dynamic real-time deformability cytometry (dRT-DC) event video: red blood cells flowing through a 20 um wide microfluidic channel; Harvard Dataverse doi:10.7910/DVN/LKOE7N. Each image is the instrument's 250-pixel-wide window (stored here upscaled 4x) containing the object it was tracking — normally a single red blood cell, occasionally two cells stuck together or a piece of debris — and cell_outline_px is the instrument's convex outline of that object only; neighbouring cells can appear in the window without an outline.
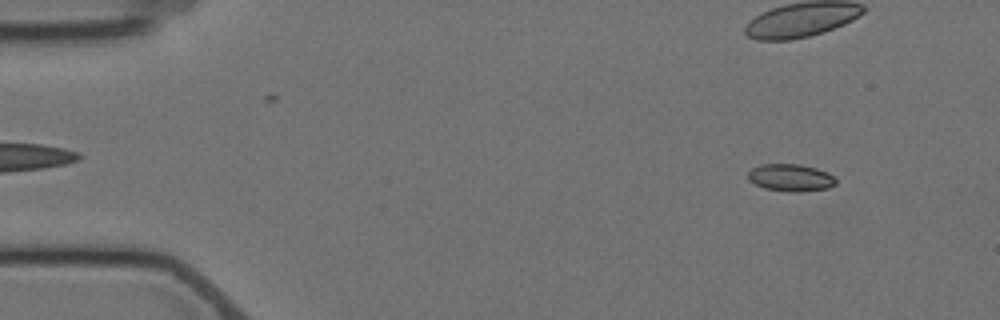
{"species": "Egyptian fruit bat (a non-hibernating species)", "species_latin": "Rousettus aegyptiacus", "temperature_condition": "cold", "stored_images_in_passage": 7, "camera_frame_rate_fps": 3000, "um_per_image_px": 0.085, "animal": {"sex": "female"}, "frame": {"image": 1, "passage_image": 1, "time_ms": 0.0, "image_size_px": [1000, 320], "cell_outline_px": [[836, 184], [828, 188], [800, 192], [788, 192], [764, 188], [748, 180], [748, 172], [752, 168], [760, 164], [800, 164], [816, 168], [828, 172], [836, 180]], "centroid_in_image_um": [67.2, 15.1], "position_along_channel_um": 17.8, "area_um2": 14.05}}